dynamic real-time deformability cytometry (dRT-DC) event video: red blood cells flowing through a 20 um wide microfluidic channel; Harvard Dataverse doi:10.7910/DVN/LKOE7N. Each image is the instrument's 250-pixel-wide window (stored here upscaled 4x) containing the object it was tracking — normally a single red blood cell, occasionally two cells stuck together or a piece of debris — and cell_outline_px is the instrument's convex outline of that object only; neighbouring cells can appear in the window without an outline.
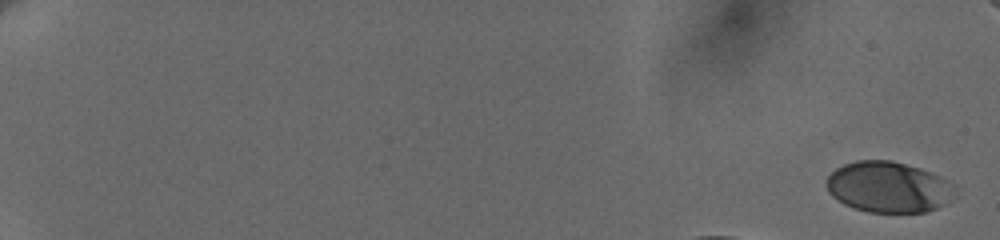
{"species": "human", "species_latin": "Homo sapiens", "temperature_condition": "cold", "stored_images_in_passage": 8, "camera_frame_rate_fps": 3000, "um_per_image_px": 0.085, "donor": {"sex": "female"}, "frame": {"image": 1, "passage_image": 1, "time_ms": 0.0, "image_size_px": [1000, 240], "cell_outline_px": [[956, 196], [944, 204], [928, 212], [868, 212], [844, 204], [832, 196], [828, 192], [828, 176], [836, 168], [844, 164], [856, 160], [892, 160], [920, 168], [940, 176], [956, 184]], "centroid_in_image_um": [75.57, 15.9], "position_along_channel_um": 9.4, "area_um2": 38.26}}